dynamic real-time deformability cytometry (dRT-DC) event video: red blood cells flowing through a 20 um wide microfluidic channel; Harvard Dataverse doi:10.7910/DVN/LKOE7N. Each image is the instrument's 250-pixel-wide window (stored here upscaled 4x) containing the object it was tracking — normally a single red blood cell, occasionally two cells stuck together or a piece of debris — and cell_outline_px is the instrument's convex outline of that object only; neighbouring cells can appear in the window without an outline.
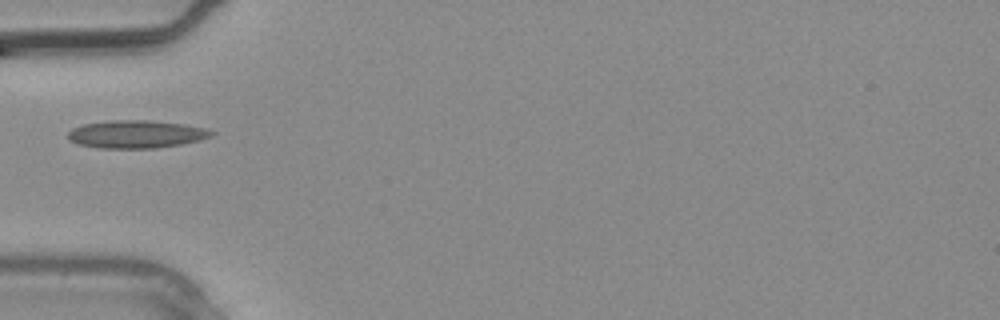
{"species": "common noctule bat (a hibernating species)", "species_latin": "Nyctalus noctula", "temperature_condition": "warm", "stored_images_in_passage": 1, "camera_frame_rate_fps": 3000, "um_per_image_px": 0.085, "animal": {"sex": "male", "body_mass_g": 20.4}, "frame": {"image": 1, "passage_image": 1, "time_ms": 0.0, "image_size_px": [1000, 320], "cell_outline_px": [[216, 132], [212, 136], [200, 140], [180, 144], [156, 148], [100, 148], [76, 144], [68, 140], [68, 132], [72, 128], [84, 124], [112, 120], [148, 120], [184, 124], [204, 128]], "centroid_in_image_um": [11.56, 11.41], "position_along_channel_um": 73.4, "area_um2": 23.29}}